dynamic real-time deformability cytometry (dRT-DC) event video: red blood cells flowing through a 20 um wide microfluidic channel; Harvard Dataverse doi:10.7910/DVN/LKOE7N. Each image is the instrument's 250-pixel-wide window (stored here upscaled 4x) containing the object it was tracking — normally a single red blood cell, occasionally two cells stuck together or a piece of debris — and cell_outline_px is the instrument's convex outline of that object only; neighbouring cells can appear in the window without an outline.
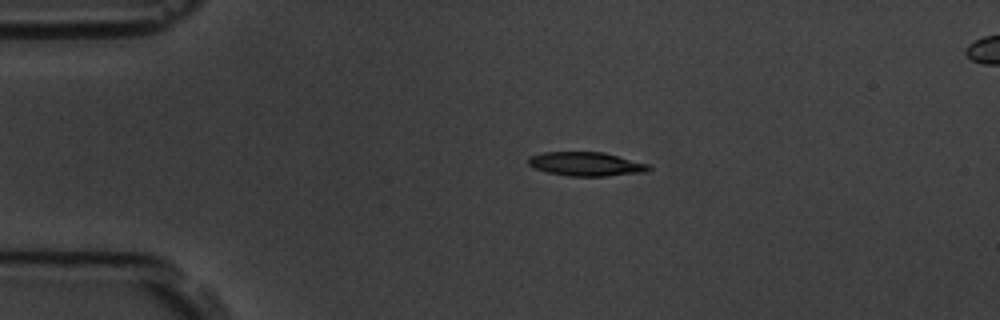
{"species": "common noctule bat (a hibernating species)", "species_latin": "Nyctalus noctula", "temperature_condition": "room temperature", "stored_images_in_passage": 5, "segment_of_instrument_passage": [1, 2], "camera_frame_rate_fps": 3000, "um_per_image_px": 0.085, "animal": {"sex": "male", "body_mass_g": 19.5, "forearm_length_mm": 54.6}, "frame": {"image": 1, "passage_image": 3, "time_ms": 2.333, "image_size_px": [1000, 320], "cell_outline_px": [[652, 168], [648, 172], [604, 176], [568, 176], [548, 172], [536, 168], [528, 164], [528, 156], [544, 152], [604, 152], [648, 164]], "centroid_in_image_um": [49.83, 13.94], "position_along_channel_um": 35.2, "area_um2": 16.76}}